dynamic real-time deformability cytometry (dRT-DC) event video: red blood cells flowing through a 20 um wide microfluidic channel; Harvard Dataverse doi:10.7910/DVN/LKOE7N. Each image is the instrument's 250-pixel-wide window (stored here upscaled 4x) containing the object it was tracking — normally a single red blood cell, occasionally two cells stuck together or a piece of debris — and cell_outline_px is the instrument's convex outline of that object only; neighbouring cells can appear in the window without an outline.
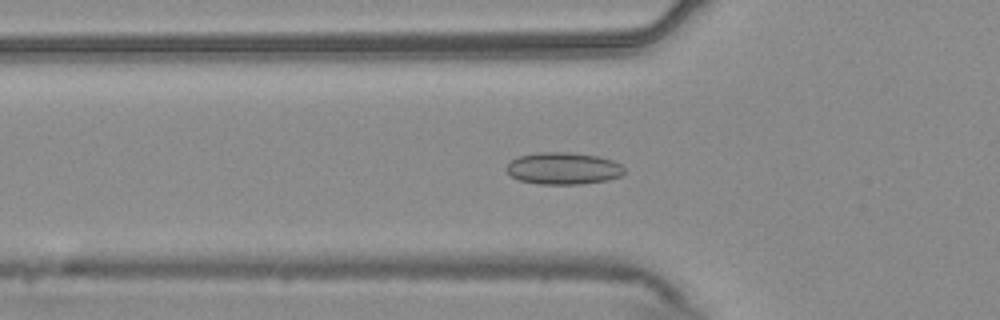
{"species": "common noctule bat (a hibernating species)", "species_latin": "Nyctalus noctula", "temperature_condition": "warm", "stored_images_in_passage": 55, "segment_of_instrument_passage": [1, 2], "camera_frame_rate_fps": 3000, "um_per_image_px": 0.085, "animal": {"sex": "male", "body_mass_g": 20.4}, "frame": {"image": 1, "passage_image": 18, "time_ms": 5.667, "image_size_px": [1000, 320], "cell_outline_px": [[624, 172], [620, 176], [608, 180], [580, 184], [540, 184], [520, 180], [512, 176], [504, 168], [516, 156], [540, 152], [568, 152], [600, 156], [612, 160], [620, 164], [624, 168]], "centroid_in_image_um": [47.88, 14.3], "position_along_channel_um": 77.9, "area_um2": 22.02}}
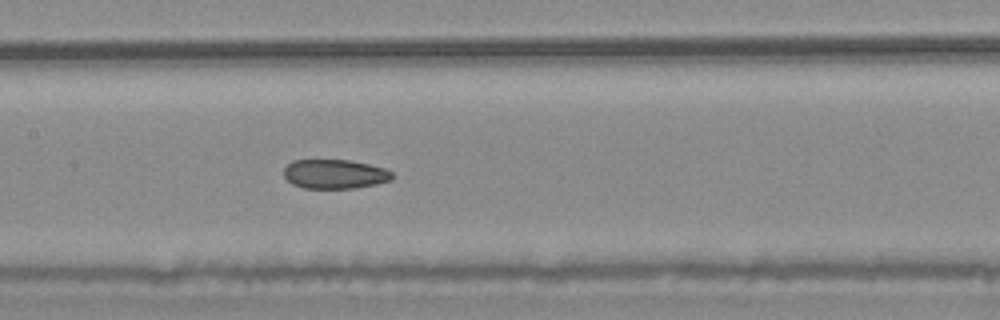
{"frame": {"image": 2, "passage_image": 26, "time_ms": 8.333, "image_size_px": [1000, 320], "cell_outline_px": [[392, 180], [376, 184], [356, 188], [304, 188], [292, 184], [284, 176], [284, 168], [292, 160], [348, 160], [368, 164], [384, 168], [392, 172]], "centroid_in_image_um": [28.45, 14.8], "position_along_channel_um": 179.0, "area_um2": 18.44}}
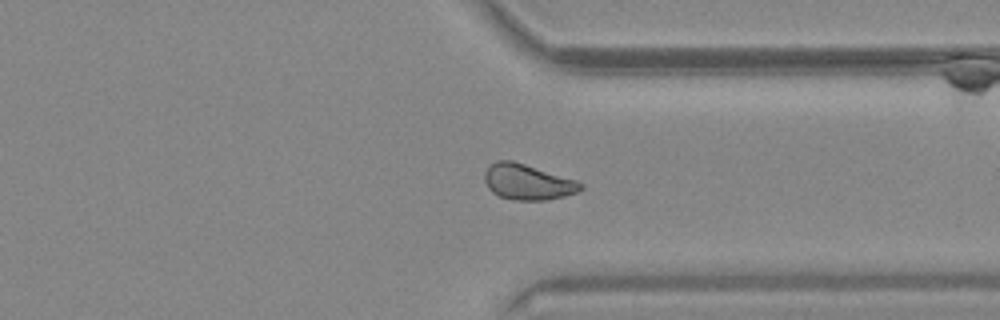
{"frame": {"image": 3, "passage_image": 41, "time_ms": 13.333, "image_size_px": [1000, 320], "cell_outline_px": [[584, 188], [580, 192], [548, 200], [516, 200], [500, 196], [492, 192], [488, 188], [484, 180], [484, 172], [496, 160], [512, 160], [576, 180], [584, 184]], "centroid_in_image_um": [44.87, 15.48], "position_along_channel_um": 366.5, "area_um2": 19.94}}